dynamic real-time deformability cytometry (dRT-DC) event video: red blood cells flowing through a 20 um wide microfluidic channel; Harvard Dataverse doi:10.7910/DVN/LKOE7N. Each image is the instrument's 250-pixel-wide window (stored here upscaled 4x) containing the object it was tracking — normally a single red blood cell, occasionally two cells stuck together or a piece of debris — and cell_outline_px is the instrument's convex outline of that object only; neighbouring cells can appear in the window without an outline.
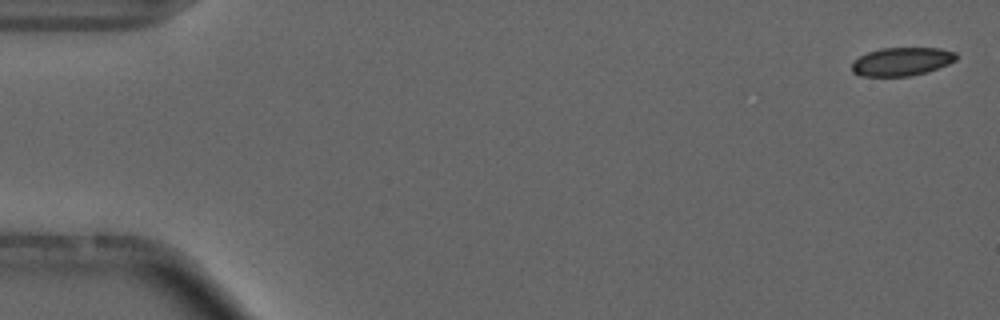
{"species": "common noctule bat (a hibernating species)", "species_latin": "Nyctalus noctula", "temperature_condition": "cold", "stored_images_in_passage": 16, "camera_frame_rate_fps": 3000, "um_per_image_px": 0.085, "animal": {"sex": "male", "forearm_length_mm": 52.5}, "frame": {"image": 1, "passage_image": 2, "time_ms": 0.333, "image_size_px": [1000, 320], "cell_outline_px": [[956, 60], [948, 64], [928, 72], [912, 76], [860, 76], [852, 72], [852, 64], [860, 56], [868, 52], [880, 48], [940, 48], [956, 52]], "centroid_in_image_um": [76.66, 5.24], "position_along_channel_um": 8.3, "area_um2": 17.28}}
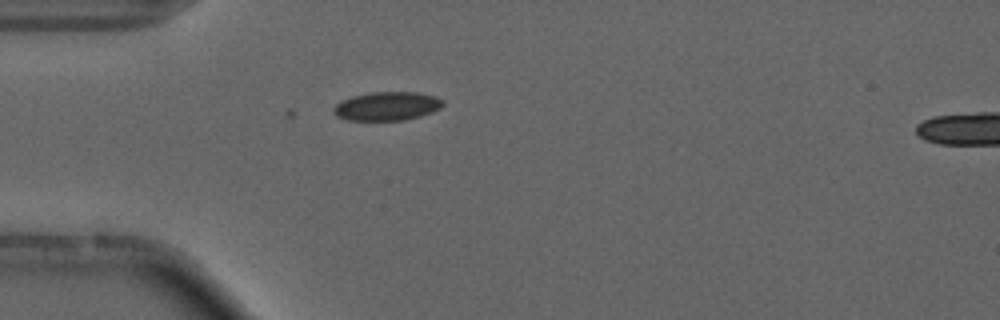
{"frame": {"image": 2, "passage_image": 16, "time_ms": 5.0, "image_size_px": [1000, 320], "cell_outline_px": [[444, 104], [440, 108], [432, 112], [420, 116], [404, 120], [348, 120], [336, 116], [332, 112], [332, 108], [340, 100], [352, 96], [372, 92], [420, 92], [436, 96], [444, 100]], "centroid_in_image_um": [32.89, 9.01], "position_along_channel_um": 52.1, "area_um2": 18.5}}